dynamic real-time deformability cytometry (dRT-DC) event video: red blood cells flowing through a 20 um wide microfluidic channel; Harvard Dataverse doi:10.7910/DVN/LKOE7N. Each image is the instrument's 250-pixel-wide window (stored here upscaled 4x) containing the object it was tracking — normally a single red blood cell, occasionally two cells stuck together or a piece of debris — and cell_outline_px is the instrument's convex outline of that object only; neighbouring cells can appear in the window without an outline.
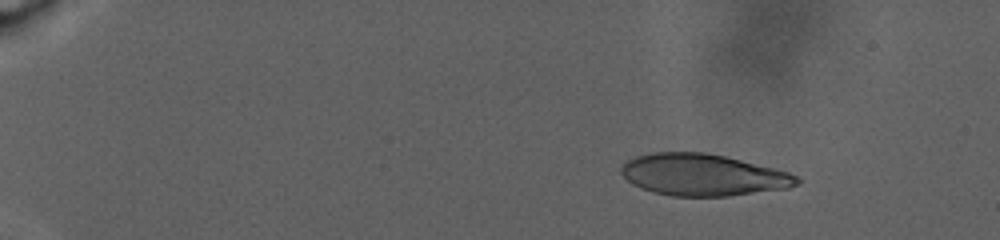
{"species": "human", "species_latin": "Homo sapiens", "temperature_condition": "warm", "stored_images_in_passage": 133, "camera_frame_rate_fps": 3000, "um_per_image_px": 0.085, "donor": {"sex": "male"}, "frame": {"image": 1, "passage_image": 18, "time_ms": 4.667, "image_size_px": [1000, 240], "cell_outline_px": [[800, 184], [788, 188], [728, 196], [672, 196], [652, 192], [640, 188], [632, 184], [620, 172], [620, 168], [628, 160], [636, 156], [656, 152], [704, 152], [724, 156], [788, 172], [796, 176], [800, 180]], "centroid_in_image_um": [59.73, 14.87], "position_along_channel_um": 25.3, "area_um2": 42.48}}
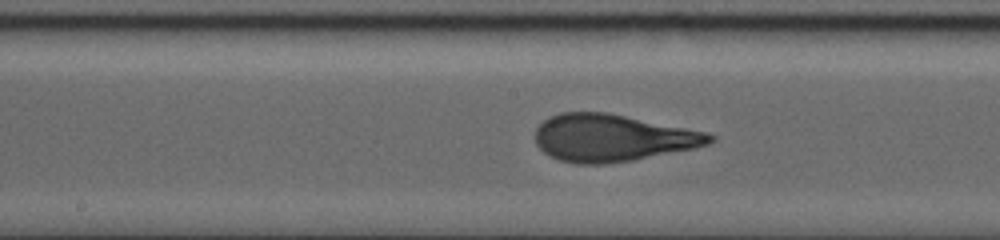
{"frame": {"image": 2, "passage_image": 84, "time_ms": 17.667, "image_size_px": [1000, 240], "cell_outline_px": [[716, 140], [708, 144], [696, 148], [632, 160], [604, 164], [576, 164], [560, 160], [548, 156], [536, 144], [536, 128], [548, 116], [560, 112], [608, 112], [704, 132], [716, 136]], "centroid_in_image_um": [52.02, 11.72], "position_along_channel_um": 196.2, "area_um2": 47.92}}
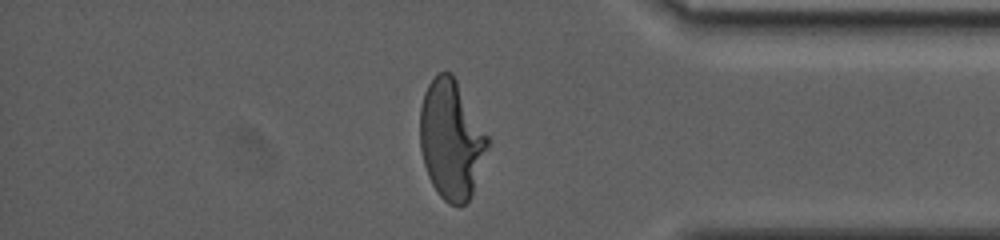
{"frame": {"image": 3, "passage_image": 133, "time_ms": 26.667, "image_size_px": [1000, 240], "cell_outline_px": [[488, 148], [472, 196], [464, 204], [448, 204], [436, 192], [428, 176], [424, 164], [420, 148], [420, 108], [424, 92], [428, 84], [436, 72], [452, 72], [488, 136]], "centroid_in_image_um": [38.34, 11.86], "position_along_channel_um": 396.9, "area_um2": 46.93}, "authors_computed_cell_mechanics": {"area_um2": 46.2978, "velocity_mm_per_s": 2.3738, "shape_relaxation_time_tau1_ms": 8.7404, "shape_relaxation_time_tau2_ms": null, "deformation_change_tau1": 0.2946, "deformation_change_tau2": null}}